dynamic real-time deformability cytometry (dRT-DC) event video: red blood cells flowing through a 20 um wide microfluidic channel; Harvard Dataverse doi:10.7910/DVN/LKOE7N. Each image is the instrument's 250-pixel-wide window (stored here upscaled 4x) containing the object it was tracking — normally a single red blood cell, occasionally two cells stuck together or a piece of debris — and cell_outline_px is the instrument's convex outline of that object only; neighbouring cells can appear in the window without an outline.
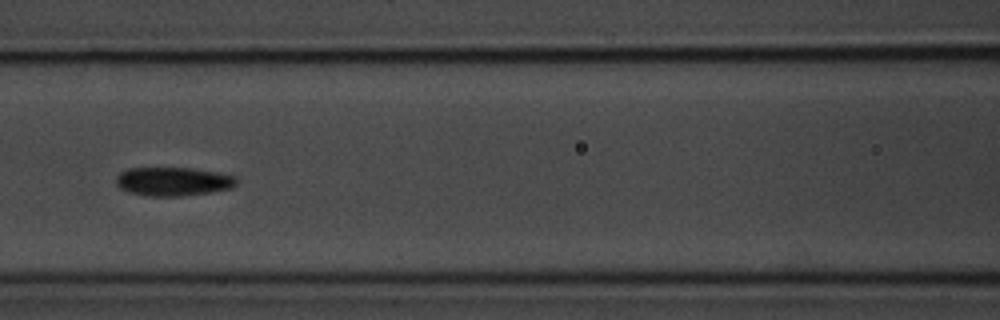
{"species": "common noctule bat (a hibernating species)", "species_latin": "Nyctalus noctula", "temperature_condition": "room temperature", "stored_images_in_passage": 6, "camera_frame_rate_fps": 3000, "um_per_image_px": 0.085, "animal": {"sex": "male", "body_mass_g": 20.1, "forearm_length_mm": 53.5}, "frame": {"image": 1, "passage_image": 4, "time_ms": 3.667, "image_size_px": [1000, 320], "cell_outline_px": [[236, 184], [232, 188], [208, 192], [180, 196], [144, 196], [128, 192], [120, 188], [116, 184], [116, 176], [120, 172], [128, 168], [192, 168], [216, 172], [236, 176]], "centroid_in_image_um": [14.68, 15.42], "position_along_channel_um": 151.9, "area_um2": 20.17}}
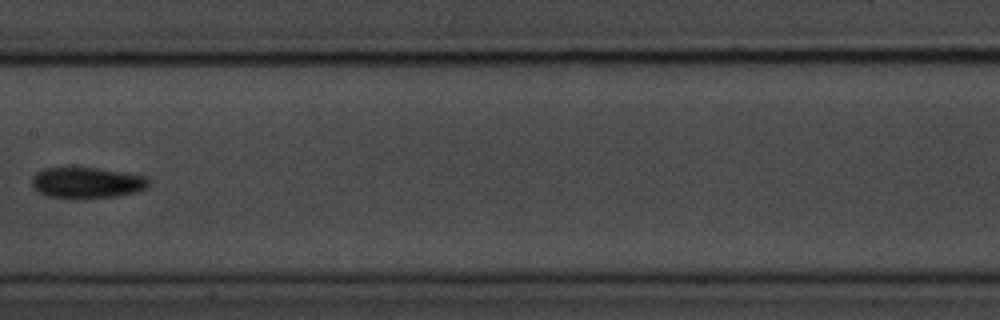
{"frame": {"image": 2, "passage_image": 5, "time_ms": 5.0, "image_size_px": [1000, 320], "cell_outline_px": [[148, 188], [136, 192], [116, 196], [48, 196], [40, 192], [32, 184], [32, 176], [36, 172], [44, 168], [100, 168], [124, 172], [144, 176], [148, 180]], "centroid_in_image_um": [7.41, 15.49], "position_along_channel_um": 200.0, "area_um2": 20.29}}